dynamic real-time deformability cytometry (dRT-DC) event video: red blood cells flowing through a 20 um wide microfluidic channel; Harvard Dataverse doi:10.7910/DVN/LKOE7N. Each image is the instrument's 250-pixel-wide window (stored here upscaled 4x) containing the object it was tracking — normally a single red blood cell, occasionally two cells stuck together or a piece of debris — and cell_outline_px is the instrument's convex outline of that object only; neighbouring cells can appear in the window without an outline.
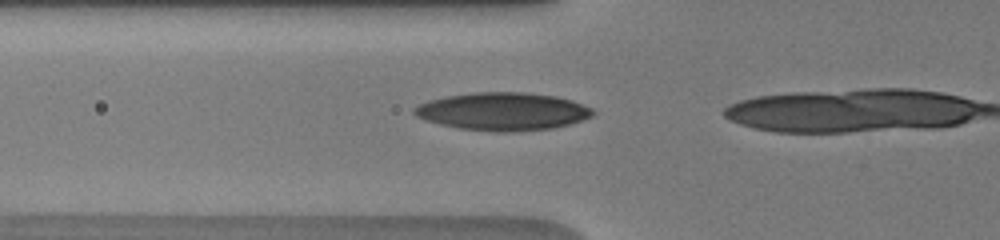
{"species": "human", "species_latin": "Homo sapiens", "temperature_condition": "warm", "stored_images_in_passage": 17, "camera_frame_rate_fps": 3000, "um_per_image_px": 0.085, "donor": {"sex": "male"}, "frame": {"image": 1, "passage_image": 15, "time_ms": 4.667, "image_size_px": [1000, 240], "cell_outline_px": [[596, 112], [592, 116], [568, 124], [552, 128], [512, 132], [492, 132], [460, 128], [440, 124], [424, 120], [416, 116], [412, 112], [412, 108], [428, 100], [448, 96], [472, 92], [524, 92], [556, 96], [572, 100], [592, 108]], "centroid_in_image_um": [42.72, 9.47], "position_along_channel_um": 83.1, "area_um2": 39.48}}